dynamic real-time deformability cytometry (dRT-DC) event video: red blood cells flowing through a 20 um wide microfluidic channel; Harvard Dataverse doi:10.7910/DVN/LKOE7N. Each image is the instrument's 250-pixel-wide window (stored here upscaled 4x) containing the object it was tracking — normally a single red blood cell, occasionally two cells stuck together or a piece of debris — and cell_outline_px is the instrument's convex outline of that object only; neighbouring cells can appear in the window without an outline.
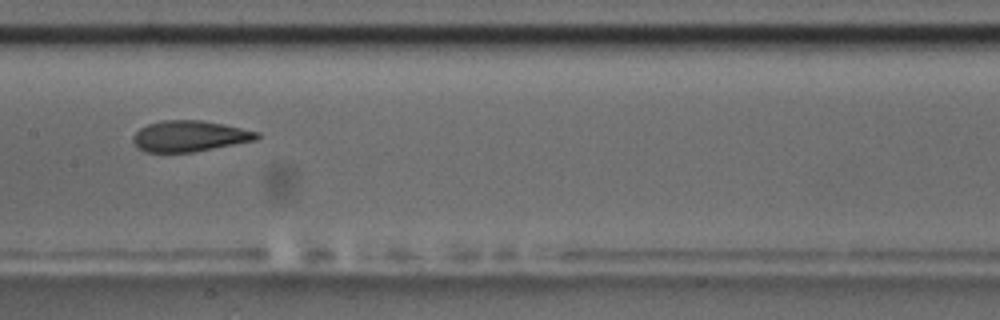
{"species": "common noctule bat (a hibernating species)", "species_latin": "Nyctalus noctula", "temperature_condition": "room temperature", "stored_images_in_passage": 9, "camera_frame_rate_fps": 3000, "um_per_image_px": 0.085, "animal": {"sex": "male", "body_mass_g": 17.5, "forearm_length_mm": 52.3}, "frame": {"image": 1, "passage_image": 6, "time_ms": 5.667, "image_size_px": [1000, 320], "cell_outline_px": [[260, 136], [256, 140], [192, 152], [148, 152], [136, 148], [132, 140], [132, 136], [140, 128], [148, 124], [164, 120], [200, 120], [224, 124], [260, 132]], "centroid_in_image_um": [16.1, 11.57], "position_along_channel_um": 191.3, "area_um2": 22.31}}